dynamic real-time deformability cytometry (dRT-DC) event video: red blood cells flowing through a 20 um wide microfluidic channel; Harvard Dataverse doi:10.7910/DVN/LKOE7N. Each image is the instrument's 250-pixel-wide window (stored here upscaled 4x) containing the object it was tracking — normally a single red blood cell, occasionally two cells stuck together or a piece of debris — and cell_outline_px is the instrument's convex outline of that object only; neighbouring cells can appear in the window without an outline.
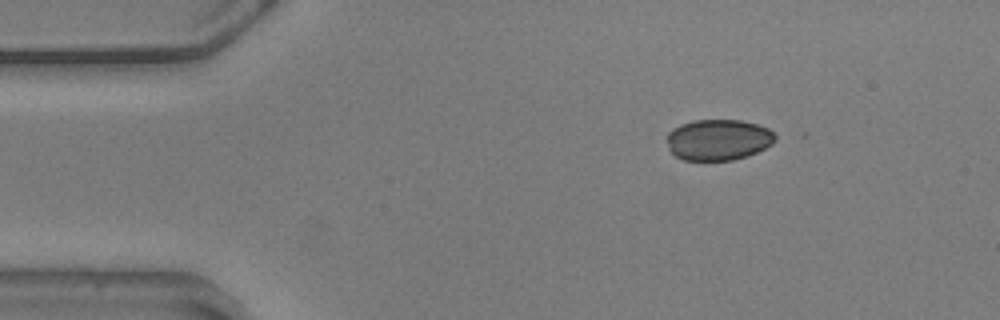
{"species": "common noctule bat (a hibernating species)", "species_latin": "Nyctalus noctula", "temperature_condition": "warm", "stored_images_in_passage": 7, "camera_frame_rate_fps": 3000, "um_per_image_px": 0.085, "animal": {"sex": "male", "body_mass_g": 20.5, "forearm_length_mm": 52.5}, "frame": {"image": 1, "passage_image": 1, "time_ms": 0.0, "image_size_px": [1000, 320], "cell_outline_px": [[776, 140], [772, 144], [748, 156], [732, 160], [684, 160], [676, 156], [668, 148], [668, 132], [672, 128], [680, 124], [696, 120], [740, 120], [756, 124], [768, 128], [776, 136]], "centroid_in_image_um": [61.05, 11.88], "position_along_channel_um": 23.9, "area_um2": 25.84}}